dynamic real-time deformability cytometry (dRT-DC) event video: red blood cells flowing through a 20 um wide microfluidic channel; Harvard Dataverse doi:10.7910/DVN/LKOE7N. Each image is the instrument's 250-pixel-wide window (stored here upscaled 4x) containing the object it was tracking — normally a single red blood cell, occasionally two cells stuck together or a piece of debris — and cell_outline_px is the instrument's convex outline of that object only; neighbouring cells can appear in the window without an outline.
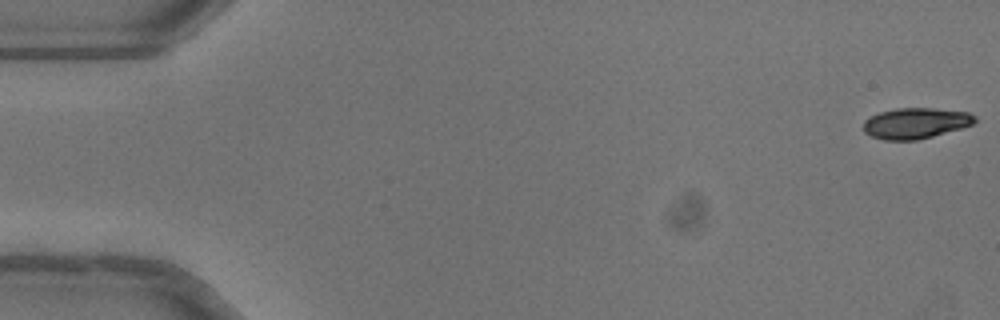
{"species": "common noctule bat (a hibernating species)", "species_latin": "Nyctalus noctula", "temperature_condition": "warm", "stored_images_in_passage": 52, "camera_frame_rate_fps": 3000, "um_per_image_px": 0.085, "animal": {"sex": "female"}, "frame": {"image": 1, "passage_image": 1, "time_ms": 0.0, "image_size_px": [1000, 320], "cell_outline_px": [[976, 120], [972, 124], [960, 128], [932, 136], [916, 140], [884, 140], [872, 136], [864, 132], [864, 120], [880, 112], [896, 108], [932, 108], [968, 112], [976, 116]], "centroid_in_image_um": [77.82, 10.46], "position_along_channel_um": 7.2, "area_um2": 19.77}}
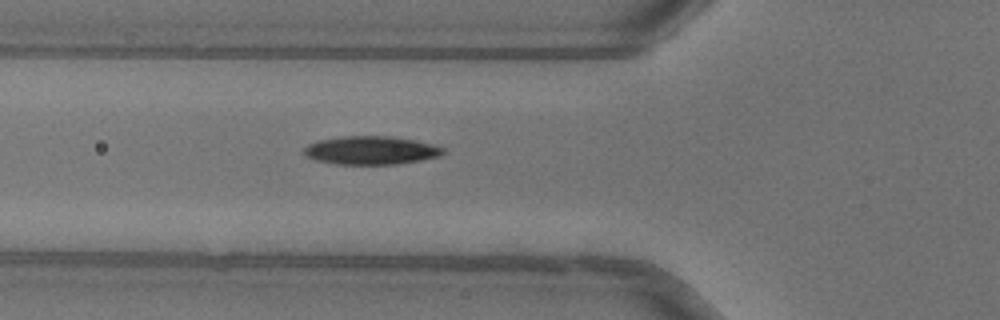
{"frame": {"image": 2, "passage_image": 19, "time_ms": 6.0, "image_size_px": [1000, 320], "cell_outline_px": [[444, 152], [440, 156], [420, 160], [396, 164], [336, 164], [316, 160], [304, 156], [304, 148], [308, 144], [316, 140], [340, 136], [392, 136], [416, 140], [432, 144], [444, 148]], "centroid_in_image_um": [31.5, 12.77], "position_along_channel_um": 94.3, "area_um2": 23.12}}
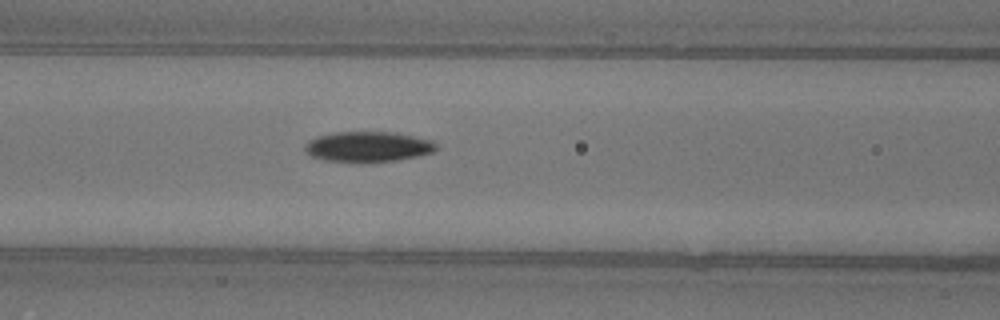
{"frame": {"image": 3, "passage_image": 22, "time_ms": 7.0, "image_size_px": [1000, 320], "cell_outline_px": [[436, 148], [432, 152], [416, 156], [396, 160], [324, 160], [312, 156], [304, 148], [308, 140], [316, 136], [332, 132], [396, 132], [432, 140], [436, 144]], "centroid_in_image_um": [31.28, 12.42], "position_along_channel_um": 135.3, "area_um2": 22.54}, "authors_computed_cell_mechanics": {"area_um2": 21.7039, "velocity_mm_per_s": 4.0391, "shape_relaxation_time_tau1_ms": 3.0762, "shape_relaxation_time_tau2_ms": 8.2621, "deformation_change_tau1": 0.1392, "deformation_change_tau2": 0.1401}}